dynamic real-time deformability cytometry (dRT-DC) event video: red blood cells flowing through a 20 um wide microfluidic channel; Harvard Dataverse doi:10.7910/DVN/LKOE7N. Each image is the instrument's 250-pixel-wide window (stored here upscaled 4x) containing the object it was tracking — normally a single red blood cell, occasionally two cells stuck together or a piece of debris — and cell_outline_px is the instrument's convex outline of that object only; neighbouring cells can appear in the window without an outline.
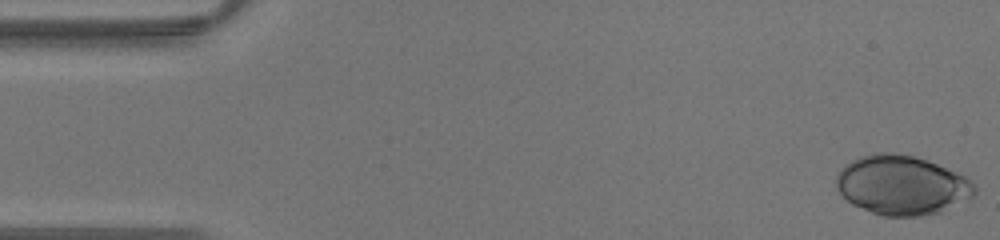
{"species": "human", "species_latin": "Homo sapiens", "temperature_condition": "warm", "stored_images_in_passage": 40, "camera_frame_rate_fps": 3000, "um_per_image_px": 0.085, "donor": {"sex": "male"}, "frame": {"image": 1, "passage_image": 1, "time_ms": 0.0, "image_size_px": [1000, 240], "cell_outline_px": [[976, 192], [972, 196], [940, 212], [920, 216], [884, 216], [872, 212], [852, 204], [836, 188], [836, 176], [840, 168], [844, 164], [860, 156], [872, 152], [892, 152], [912, 156], [936, 164], [956, 172], [964, 176], [976, 184]], "centroid_in_image_um": [76.62, 15.72], "position_along_channel_um": 8.4, "area_um2": 47.63}}
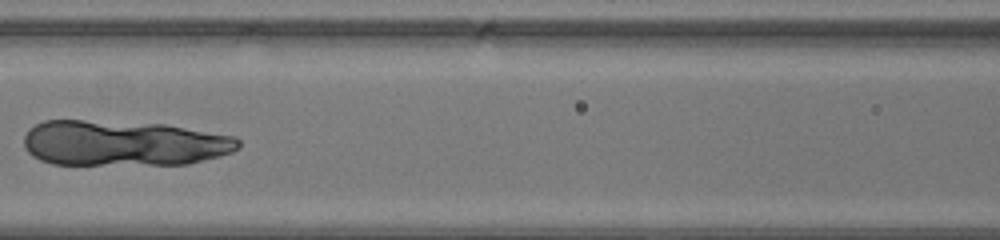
{"frame": {"image": 2, "passage_image": 19, "time_ms": 6.0, "image_size_px": [1000, 240], "cell_outline_px": [[240, 148], [232, 152], [220, 156], [188, 164], [52, 164], [40, 160], [32, 156], [24, 148], [24, 136], [28, 128], [44, 120], [84, 120], [164, 124], [236, 136], [240, 140]], "centroid_in_image_um": [10.5, 12.17], "position_along_channel_um": 156.1, "area_um2": 57.16}}
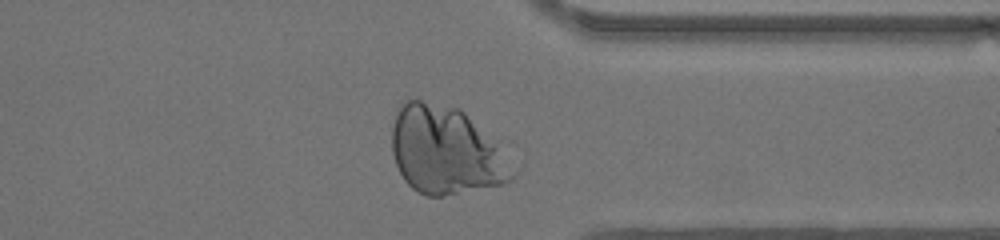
{"frame": {"image": 3, "passage_image": 33, "time_ms": 10.667, "image_size_px": [1000, 240], "cell_outline_px": [[512, 180], [504, 184], [440, 196], [424, 196], [412, 188], [404, 180], [396, 164], [392, 152], [392, 128], [396, 108], [408, 96], [460, 108], [464, 112], [496, 148], [512, 176]], "centroid_in_image_um": [37.7, 12.76], "position_along_channel_um": 373.7, "area_um2": 60.29}}